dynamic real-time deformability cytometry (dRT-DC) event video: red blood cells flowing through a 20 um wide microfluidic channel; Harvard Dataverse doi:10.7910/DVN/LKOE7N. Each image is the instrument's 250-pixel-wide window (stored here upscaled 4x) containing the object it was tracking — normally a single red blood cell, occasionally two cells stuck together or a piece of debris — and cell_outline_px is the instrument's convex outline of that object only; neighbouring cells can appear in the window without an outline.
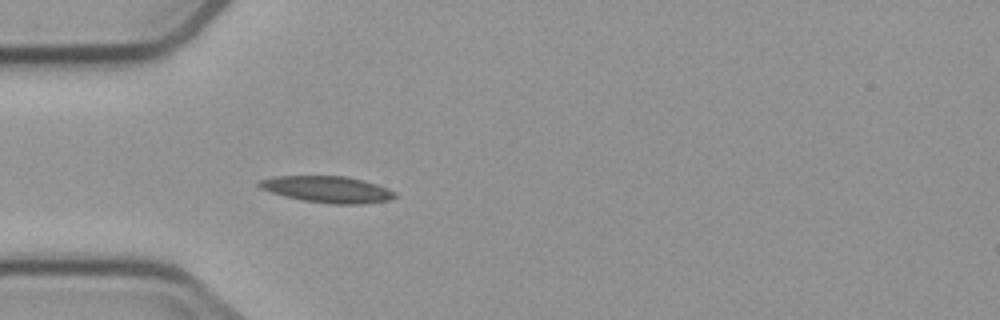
{"species": "common noctule bat (a hibernating species)", "species_latin": "Nyctalus noctula", "temperature_condition": "cold", "stored_images_in_passage": 4, "camera_frame_rate_fps": 3000, "um_per_image_px": 0.085, "animal": {"sex": "male", "body_mass_g": 23.1, "forearm_length_mm": 52.7}, "frame": {"image": 1, "passage_image": 4, "time_ms": 3.667, "image_size_px": [1000, 320], "cell_outline_px": [[400, 196], [392, 200], [364, 204], [332, 204], [304, 200], [284, 196], [260, 188], [256, 184], [260, 180], [276, 176], [344, 176], [376, 184], [388, 188], [396, 192]], "centroid_in_image_um": [27.89, 16.11], "position_along_channel_um": 57.1, "area_um2": 20.98}}